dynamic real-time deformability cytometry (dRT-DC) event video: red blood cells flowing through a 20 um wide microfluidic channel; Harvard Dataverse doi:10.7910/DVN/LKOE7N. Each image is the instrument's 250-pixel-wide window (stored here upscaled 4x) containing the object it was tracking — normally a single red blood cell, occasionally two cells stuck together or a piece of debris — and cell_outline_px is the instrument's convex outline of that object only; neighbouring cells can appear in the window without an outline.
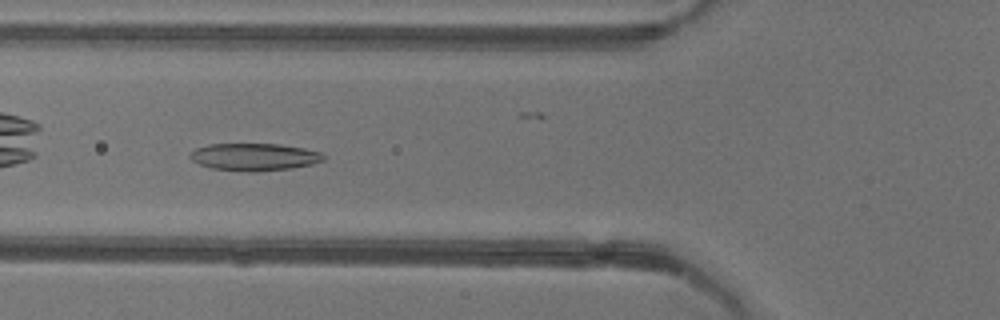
{"species": "common noctule bat (a hibernating species)", "species_latin": "Nyctalus noctula", "temperature_condition": "warm", "stored_images_in_passage": 38, "camera_frame_rate_fps": 3000, "um_per_image_px": 0.085, "animal": {"sex": "female"}, "frame": {"image": 1, "passage_image": 5, "time_ms": 1.333, "image_size_px": [1000, 320], "cell_outline_px": [[324, 160], [312, 164], [292, 168], [256, 172], [248, 172], [212, 168], [200, 164], [192, 160], [188, 156], [196, 148], [208, 144], [280, 144], [304, 148], [324, 152]], "centroid_in_image_um": [21.65, 13.34], "position_along_channel_um": 104.2, "area_um2": 21.39}}
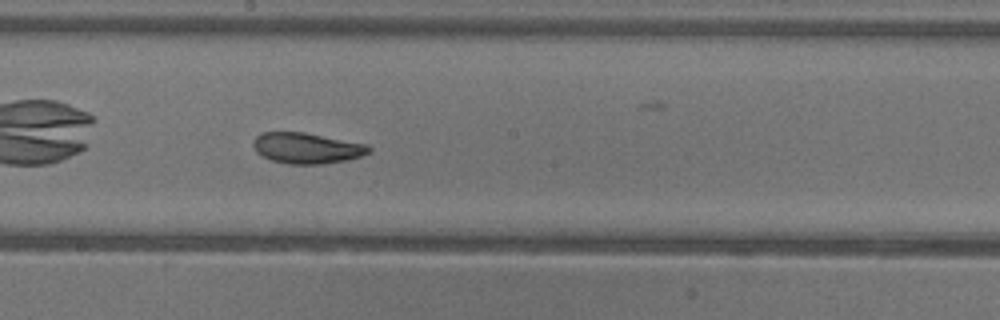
{"frame": {"image": 2, "passage_image": 14, "time_ms": 4.333, "image_size_px": [1000, 320], "cell_outline_px": [[372, 148], [368, 152], [360, 156], [344, 160], [324, 164], [288, 164], [272, 160], [256, 152], [252, 144], [252, 140], [260, 132], [304, 132], [368, 144]], "centroid_in_image_um": [26.05, 12.58], "position_along_channel_um": 222.2, "area_um2": 20.75}}
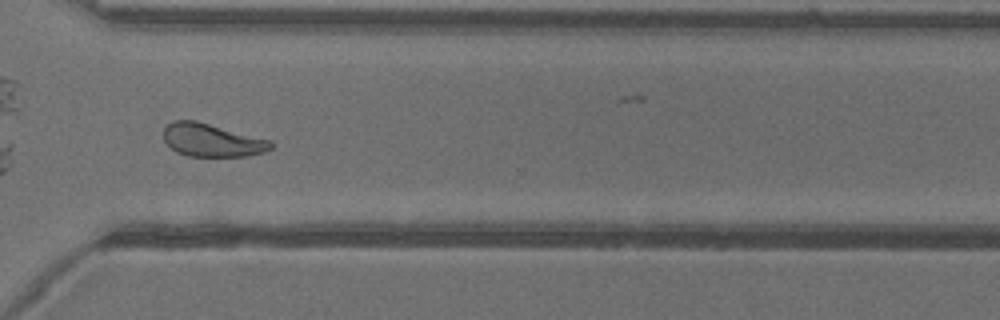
{"frame": {"image": 3, "passage_image": 24, "time_ms": 7.667, "image_size_px": [1000, 320], "cell_outline_px": [[272, 148], [264, 152], [244, 156], [188, 156], [176, 152], [164, 140], [164, 128], [168, 124], [176, 120], [196, 120], [272, 140]], "centroid_in_image_um": [18.03, 11.91], "position_along_channel_um": 352.6, "area_um2": 20.63}, "authors_computed_cell_mechanics": {"area_um2": 21.2993, "velocity_mm_per_s": 3.9291, "shape_relaxation_time_tau1_ms": 6.6903, "shape_relaxation_time_tau2_ms": 2.1998, "deformation_change_tau1": 0.1608, "deformation_change_tau2": 0.0803}}